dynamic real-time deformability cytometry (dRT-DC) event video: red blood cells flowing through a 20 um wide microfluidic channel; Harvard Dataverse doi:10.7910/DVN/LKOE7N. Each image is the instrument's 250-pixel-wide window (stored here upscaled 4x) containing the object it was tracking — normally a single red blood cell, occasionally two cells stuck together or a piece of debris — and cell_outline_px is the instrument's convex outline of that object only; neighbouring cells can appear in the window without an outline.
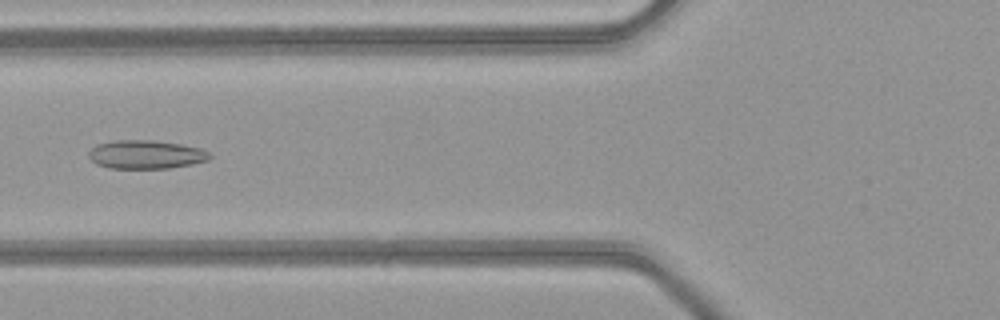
{"species": "common noctule bat (a hibernating species)", "species_latin": "Nyctalus noctula", "temperature_condition": "warm", "stored_images_in_passage": 38, "camera_frame_rate_fps": 3000, "um_per_image_px": 0.085, "animal": {"sex": "female", "body_mass_g": 21.9}, "frame": {"image": 1, "passage_image": 14, "time_ms": 4.333, "image_size_px": [1000, 320], "cell_outline_px": [[212, 156], [208, 160], [192, 164], [168, 168], [112, 168], [96, 164], [88, 156], [88, 152], [96, 144], [116, 140], [156, 140], [180, 144], [200, 148], [208, 152]], "centroid_in_image_um": [12.39, 13.12], "position_along_channel_um": 113.4, "area_um2": 20.11}}
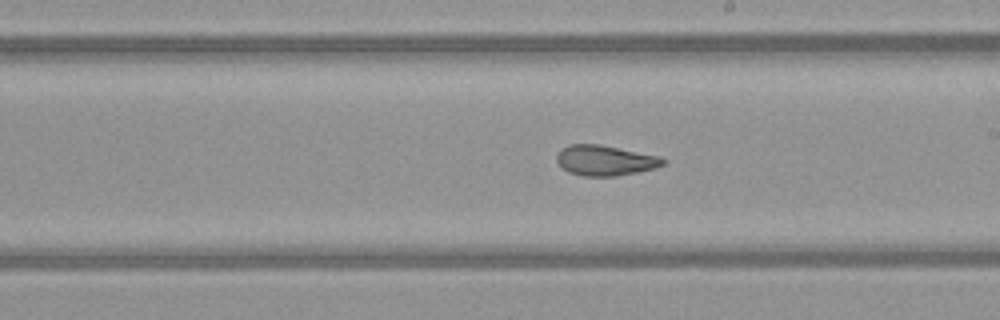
{"frame": {"image": 2, "passage_image": 23, "time_ms": 7.333, "image_size_px": [1000, 320], "cell_outline_px": [[668, 160], [664, 164], [656, 168], [616, 176], [580, 176], [568, 172], [556, 160], [556, 156], [568, 144], [600, 144], [660, 156]], "centroid_in_image_um": [51.47, 13.64], "position_along_channel_um": 237.5, "area_um2": 18.79}}
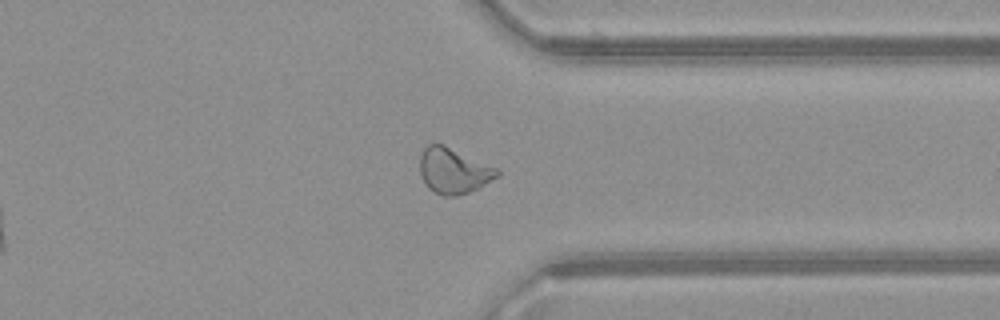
{"frame": {"image": 3, "passage_image": 33, "time_ms": 10.667, "image_size_px": [1000, 320], "cell_outline_px": [[500, 176], [480, 188], [456, 196], [444, 196], [428, 188], [420, 176], [420, 156], [424, 148], [428, 144], [444, 144], [500, 168]], "centroid_in_image_um": [38.6, 14.51], "position_along_channel_um": 372.8, "area_um2": 20.92}, "authors_computed_cell_mechanics": {"area_um2": 19.9988, "velocity_mm_per_s": 4.134, "shape_relaxation_time_tau1_ms": null, "shape_relaxation_time_tau2_ms": 1.5045, "deformation_change_tau1": null, "deformation_change_tau2": 0.0762}}